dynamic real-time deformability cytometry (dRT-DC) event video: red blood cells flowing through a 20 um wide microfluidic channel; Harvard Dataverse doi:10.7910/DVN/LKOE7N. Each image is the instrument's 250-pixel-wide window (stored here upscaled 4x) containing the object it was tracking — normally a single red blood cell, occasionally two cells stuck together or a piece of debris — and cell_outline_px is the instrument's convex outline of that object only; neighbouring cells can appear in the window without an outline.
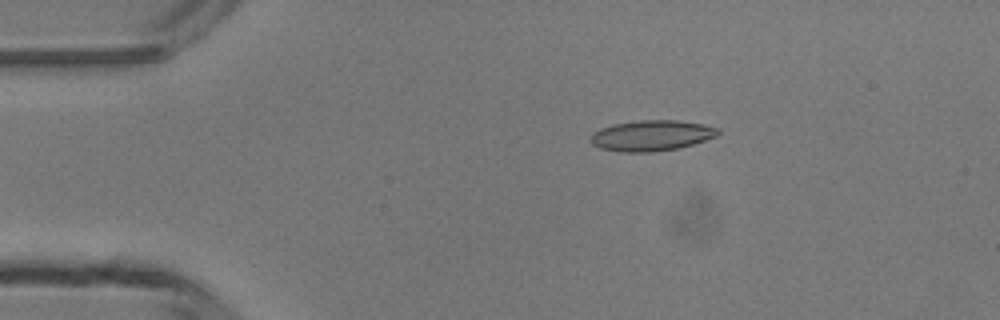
{"species": "common noctule bat (a hibernating species)", "species_latin": "Nyctalus noctula", "temperature_condition": "room temperature", "stored_images_in_passage": 5, "camera_frame_rate_fps": 3000, "um_per_image_px": 0.085, "animal": {"sex": "male", "body_mass_g": 13.3}, "frame": {"image": 1, "passage_image": 3, "time_ms": 2.333, "image_size_px": [1000, 320], "cell_outline_px": [[720, 132], [716, 136], [692, 144], [676, 148], [652, 152], [620, 152], [600, 148], [592, 144], [592, 132], [600, 128], [612, 124], [640, 120], [676, 120], [704, 124], [720, 128]], "centroid_in_image_um": [55.37, 11.51], "position_along_channel_um": 29.6, "area_um2": 22.72}}
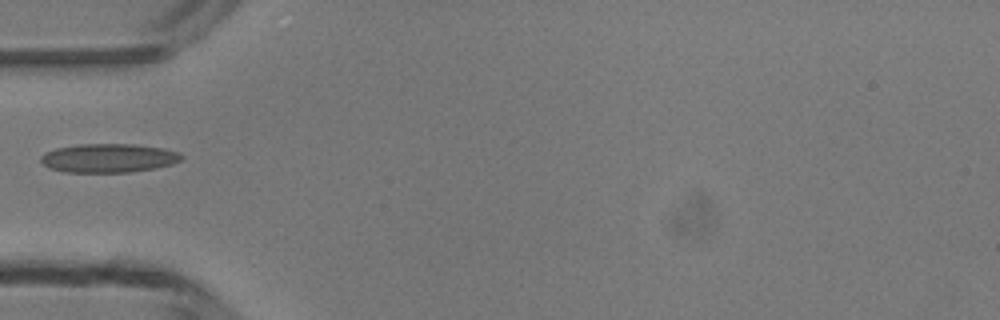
{"frame": {"image": 2, "passage_image": 5, "time_ms": 4.667, "image_size_px": [1000, 320], "cell_outline_px": [[184, 156], [180, 160], [172, 164], [156, 168], [128, 172], [64, 172], [52, 168], [44, 164], [40, 160], [40, 156], [44, 152], [56, 148], [80, 144], [132, 144], [164, 148], [180, 152]], "centroid_in_image_um": [9.25, 13.43], "position_along_channel_um": 75.8, "area_um2": 23.64}}